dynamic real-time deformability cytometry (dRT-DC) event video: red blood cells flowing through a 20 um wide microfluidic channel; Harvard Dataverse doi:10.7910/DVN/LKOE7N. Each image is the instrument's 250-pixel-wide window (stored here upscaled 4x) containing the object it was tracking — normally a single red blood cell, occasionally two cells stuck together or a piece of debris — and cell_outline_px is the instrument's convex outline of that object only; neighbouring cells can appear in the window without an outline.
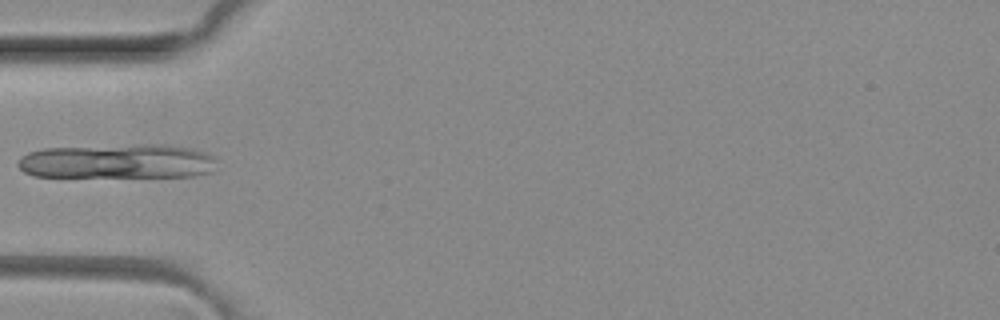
{"species": "common noctule bat (a hibernating species)", "species_latin": "Nyctalus noctula", "temperature_condition": "room temperature", "stored_images_in_passage": 4, "camera_frame_rate_fps": 3000, "um_per_image_px": 0.085, "animal": {"sex": "female", "body_mass_g": 29.2, "forearm_length_mm": 56.3}, "frame": {"image": 1, "passage_image": 4, "time_ms": 1.0, "image_size_px": [1000, 320], "cell_outline_px": [[216, 160], [212, 172], [192, 176], [32, 176], [24, 172], [16, 164], [20, 156], [28, 152], [44, 148], [136, 144], [168, 144], [192, 148], [204, 152], [212, 156]], "centroid_in_image_um": [9.97, 13.7], "position_along_channel_um": 75.0, "area_um2": 40.17}}